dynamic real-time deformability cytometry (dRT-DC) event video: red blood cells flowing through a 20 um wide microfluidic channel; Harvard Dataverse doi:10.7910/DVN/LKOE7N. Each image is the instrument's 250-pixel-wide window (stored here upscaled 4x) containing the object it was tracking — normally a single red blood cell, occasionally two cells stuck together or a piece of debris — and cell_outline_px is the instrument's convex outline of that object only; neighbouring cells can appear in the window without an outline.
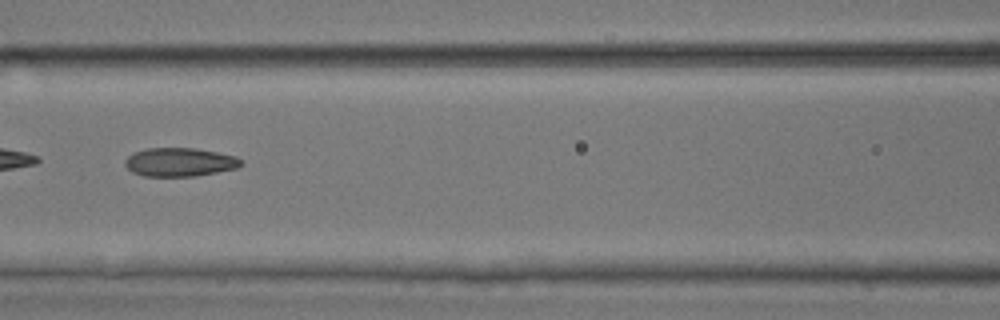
{"species": "common noctule bat (a hibernating species)", "species_latin": "Nyctalus noctula", "temperature_condition": "room temperature", "stored_images_in_passage": 39, "camera_frame_rate_fps": 3000, "um_per_image_px": 0.085, "animal": {"sex": "male", "body_mass_g": 17.9, "forearm_length_mm": 54.2}, "frame": {"image": 1, "passage_image": 12, "time_ms": 3.667, "image_size_px": [1000, 320], "cell_outline_px": [[244, 164], [236, 168], [196, 176], [144, 176], [132, 172], [124, 164], [124, 160], [132, 152], [148, 148], [196, 148], [236, 156]], "centroid_in_image_um": [15.25, 13.77], "position_along_channel_um": 151.4, "area_um2": 19.36}}